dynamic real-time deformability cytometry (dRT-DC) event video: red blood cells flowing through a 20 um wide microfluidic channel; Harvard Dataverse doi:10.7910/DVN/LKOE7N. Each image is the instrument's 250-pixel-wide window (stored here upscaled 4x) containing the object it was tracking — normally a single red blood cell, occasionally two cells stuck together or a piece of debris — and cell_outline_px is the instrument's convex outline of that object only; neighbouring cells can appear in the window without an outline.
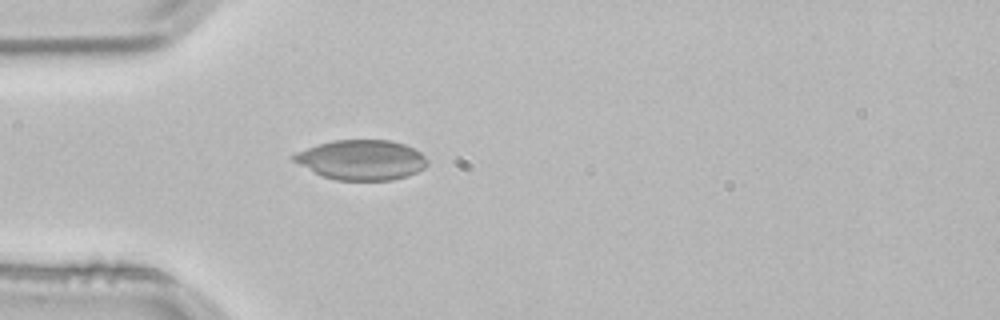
{"species": "common noctule bat (a hibernating species)", "species_latin": "Nyctalus noctula", "temperature_condition": "room temperature", "stored_images_in_passage": 1, "camera_frame_rate_fps": 3000, "um_per_image_px": 0.085, "animal": {"sex": "male", "body_mass_g": 21.5, "forearm_length_mm": 52.0}, "frame": {"image": 1, "passage_image": 1, "time_ms": 0.0, "image_size_px": [1000, 320], "cell_outline_px": [[428, 164], [424, 168], [408, 176], [392, 180], [336, 180], [324, 176], [292, 160], [288, 156], [296, 152], [320, 144], [336, 140], [388, 140], [404, 144], [420, 152], [428, 160]], "centroid_in_image_um": [30.75, 13.59], "position_along_channel_um": 54.3, "area_um2": 30.81}}